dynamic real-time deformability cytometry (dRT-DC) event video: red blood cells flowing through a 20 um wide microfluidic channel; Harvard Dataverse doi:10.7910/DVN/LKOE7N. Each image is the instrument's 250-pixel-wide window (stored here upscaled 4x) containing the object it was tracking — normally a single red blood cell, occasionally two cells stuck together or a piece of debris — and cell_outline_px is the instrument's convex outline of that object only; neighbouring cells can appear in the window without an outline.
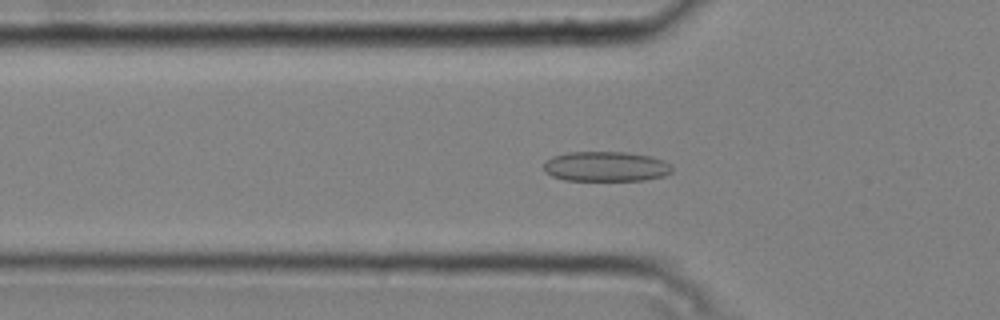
{"species": "common noctule bat (a hibernating species)", "species_latin": "Nyctalus noctula", "temperature_condition": "cold", "stored_images_in_passage": 51, "camera_frame_rate_fps": 3000, "um_per_image_px": 0.085, "animal": {"sex": "male", "body_mass_g": 20.4}, "frame": {"image": 1, "passage_image": 17, "time_ms": 5.333, "image_size_px": [1000, 320], "cell_outline_px": [[672, 172], [664, 176], [644, 180], [564, 180], [552, 176], [544, 172], [544, 160], [552, 156], [568, 152], [628, 152], [652, 156], [664, 160], [672, 168]], "centroid_in_image_um": [51.48, 14.14], "position_along_channel_um": 74.3, "area_um2": 22.6}}
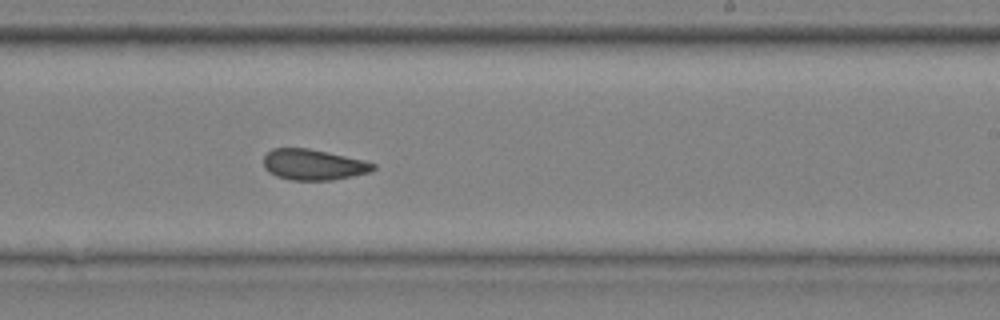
{"frame": {"image": 2, "passage_image": 32, "time_ms": 10.333, "image_size_px": [1000, 320], "cell_outline_px": [[376, 168], [372, 172], [332, 180], [292, 180], [276, 176], [268, 172], [264, 168], [264, 156], [272, 148], [308, 148], [328, 152], [364, 160], [376, 164]], "centroid_in_image_um": [26.65, 14.0], "position_along_channel_um": 262.4, "area_um2": 19.77}}
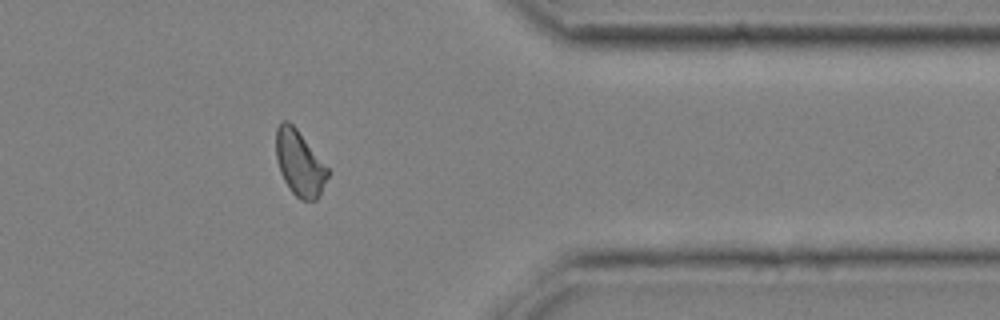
{"frame": {"image": 3, "passage_image": 43, "time_ms": 14.0, "image_size_px": [1000, 320], "cell_outline_px": [[332, 172], [320, 196], [316, 200], [300, 200], [288, 188], [280, 172], [276, 160], [276, 128], [284, 120], [288, 120], [296, 128]], "centroid_in_image_um": [25.49, 13.9], "position_along_channel_um": 385.9, "area_um2": 20.0}, "authors_computed_cell_mechanics": {"area_um2": 20.4612, "velocity_mm_per_s": 3.7613, "shape_relaxation_time_tau1_ms": null, "shape_relaxation_time_tau2_ms": 1.918, "deformation_change_tau1": null, "deformation_change_tau2": 0.0785}}